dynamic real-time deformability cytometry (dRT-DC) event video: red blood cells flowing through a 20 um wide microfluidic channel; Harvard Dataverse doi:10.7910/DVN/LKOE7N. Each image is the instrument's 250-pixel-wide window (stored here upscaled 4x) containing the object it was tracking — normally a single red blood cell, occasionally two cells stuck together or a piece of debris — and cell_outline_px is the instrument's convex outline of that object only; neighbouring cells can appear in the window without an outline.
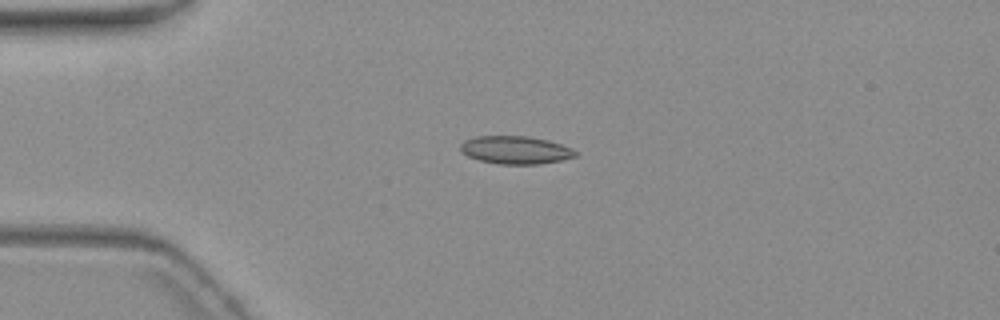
{"species": "common noctule bat (a hibernating species)", "species_latin": "Nyctalus noctula", "temperature_condition": "warm", "stored_images_in_passage": 2, "camera_frame_rate_fps": 3000, "um_per_image_px": 0.085, "animal": {"sex": "female", "body_mass_g": 19.3, "forearm_length_mm": 54.1}, "frame": {"image": 1, "passage_image": 1, "time_ms": 0.0, "image_size_px": [1000, 320], "cell_outline_px": [[576, 156], [560, 160], [536, 164], [500, 164], [480, 160], [468, 156], [460, 152], [460, 144], [464, 140], [476, 136], [528, 136], [548, 140], [572, 148], [576, 152]], "centroid_in_image_um": [43.78, 12.74], "position_along_channel_um": 41.2, "area_um2": 18.61}}